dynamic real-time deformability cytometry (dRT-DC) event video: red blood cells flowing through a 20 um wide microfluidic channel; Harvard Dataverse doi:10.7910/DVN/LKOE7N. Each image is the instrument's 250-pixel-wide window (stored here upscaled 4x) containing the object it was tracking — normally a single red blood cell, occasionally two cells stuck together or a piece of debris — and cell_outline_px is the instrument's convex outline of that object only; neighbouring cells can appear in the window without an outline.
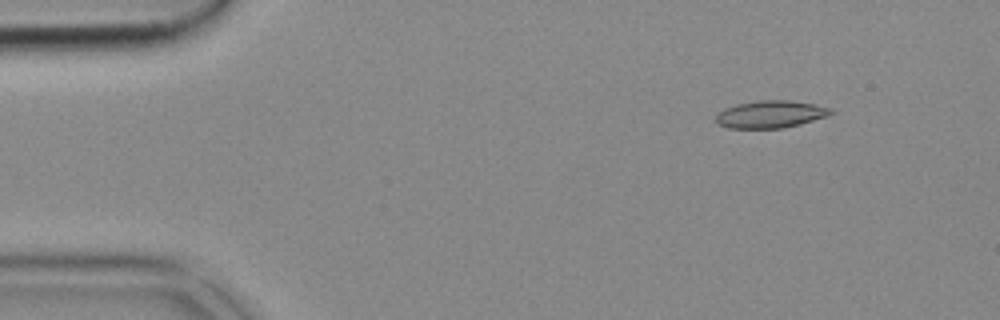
{"species": "common noctule bat (a hibernating species)", "species_latin": "Nyctalus noctula", "temperature_condition": "cold", "stored_images_in_passage": 13, "camera_frame_rate_fps": 3000, "um_per_image_px": 0.085, "animal": {"sex": "female", "body_mass_g": 18.4}, "frame": {"image": 1, "passage_image": 6, "time_ms": 1.667, "image_size_px": [1000, 320], "cell_outline_px": [[836, 112], [828, 116], [800, 124], [784, 128], [728, 128], [720, 124], [716, 120], [716, 116], [724, 108], [736, 104], [756, 100], [788, 100], [816, 104], [832, 108]], "centroid_in_image_um": [65.55, 9.7], "position_along_channel_um": 19.4, "area_um2": 18.44}}